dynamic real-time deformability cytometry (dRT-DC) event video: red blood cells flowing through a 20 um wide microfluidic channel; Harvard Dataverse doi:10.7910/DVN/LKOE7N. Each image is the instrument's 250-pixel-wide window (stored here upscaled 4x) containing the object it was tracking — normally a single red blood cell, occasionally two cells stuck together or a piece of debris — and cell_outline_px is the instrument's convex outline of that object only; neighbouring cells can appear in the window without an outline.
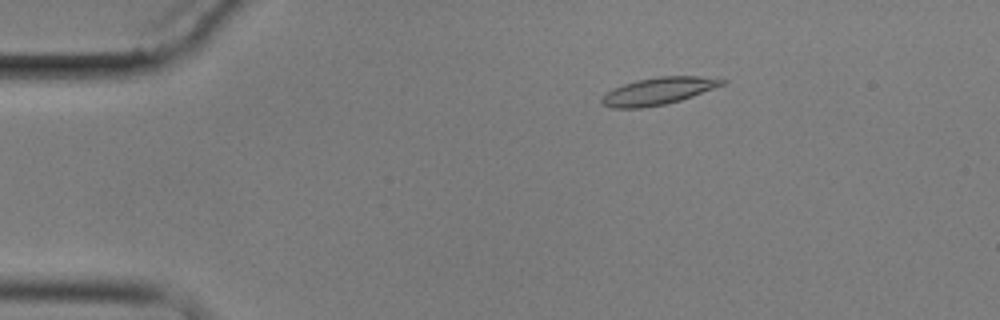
{"species": "common noctule bat (a hibernating species)", "species_latin": "Nyctalus noctula", "temperature_condition": "cold", "stored_images_in_passage": 6, "camera_frame_rate_fps": 3000, "um_per_image_px": 0.085, "animal": {"sex": "male", "body_mass_g": 17.9}, "frame": {"image": 1, "passage_image": 3, "time_ms": 2.667, "image_size_px": [1000, 320], "cell_outline_px": [[728, 80], [724, 84], [692, 96], [680, 100], [664, 104], [640, 108], [612, 108], [600, 104], [600, 100], [612, 88], [636, 80], [660, 76], [700, 76]], "centroid_in_image_um": [55.92, 7.74], "position_along_channel_um": 29.1, "area_um2": 18.9}}